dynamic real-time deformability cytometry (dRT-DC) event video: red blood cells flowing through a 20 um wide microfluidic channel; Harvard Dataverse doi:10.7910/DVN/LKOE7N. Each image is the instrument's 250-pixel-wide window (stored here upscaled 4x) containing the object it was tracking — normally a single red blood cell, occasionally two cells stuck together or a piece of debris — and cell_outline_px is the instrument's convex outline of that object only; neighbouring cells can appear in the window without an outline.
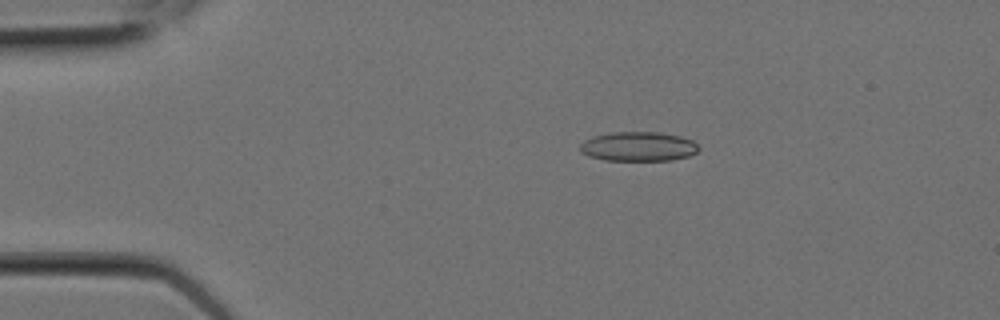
{"species": "Egyptian fruit bat (a non-hibernating species)", "species_latin": "Rousettus aegyptiacus", "temperature_condition": "room temperature", "stored_images_in_passage": 3, "camera_frame_rate_fps": 3000, "um_per_image_px": 0.085, "animal": {"sex": "female"}, "frame": {"image": 1, "passage_image": 1, "time_ms": 0.0, "image_size_px": [1000, 320], "cell_outline_px": [[700, 148], [696, 152], [688, 156], [672, 160], [604, 160], [588, 156], [580, 152], [580, 144], [584, 140], [592, 136], [612, 132], [656, 132], [680, 136], [692, 140]], "centroid_in_image_um": [54.22, 12.45], "position_along_channel_um": 30.8, "area_um2": 20.35}}